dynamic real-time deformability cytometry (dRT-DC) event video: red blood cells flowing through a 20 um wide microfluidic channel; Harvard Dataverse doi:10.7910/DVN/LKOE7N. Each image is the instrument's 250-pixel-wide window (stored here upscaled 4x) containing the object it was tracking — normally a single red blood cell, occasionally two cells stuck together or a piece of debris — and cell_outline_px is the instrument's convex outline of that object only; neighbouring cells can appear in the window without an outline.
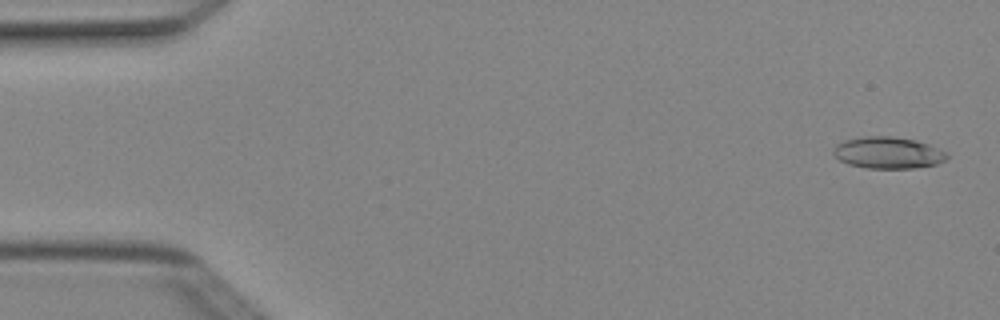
{"species": "Egyptian fruit bat (a non-hibernating species)", "species_latin": "Rousettus aegyptiacus", "temperature_condition": "cold", "stored_images_in_passage": 4, "camera_frame_rate_fps": 3000, "um_per_image_px": 0.085, "animal": {"sex": "female"}, "frame": {"image": 1, "passage_image": 1, "time_ms": 0.0, "image_size_px": [1000, 320], "cell_outline_px": [[948, 160], [936, 164], [912, 168], [864, 168], [848, 164], [840, 160], [832, 152], [832, 148], [836, 144], [844, 140], [864, 136], [892, 136], [916, 140], [928, 144], [948, 152]], "centroid_in_image_um": [75.48, 12.98], "position_along_channel_um": 9.5, "area_um2": 21.15}}
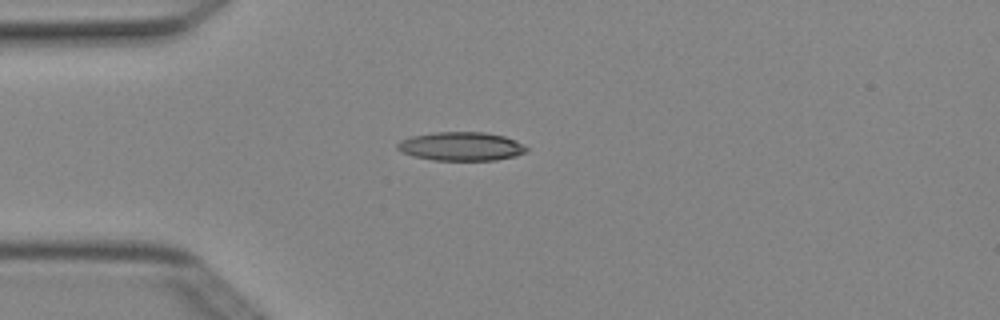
{"frame": {"image": 2, "passage_image": 4, "time_ms": 1.0, "image_size_px": [1000, 320], "cell_outline_px": [[528, 152], [516, 156], [496, 160], [432, 160], [412, 156], [400, 152], [396, 148], [396, 144], [400, 140], [412, 136], [436, 132], [484, 132], [504, 136], [524, 144], [528, 148]], "centroid_in_image_um": [39.19, 12.45], "position_along_channel_um": 45.8, "area_um2": 21.79}}